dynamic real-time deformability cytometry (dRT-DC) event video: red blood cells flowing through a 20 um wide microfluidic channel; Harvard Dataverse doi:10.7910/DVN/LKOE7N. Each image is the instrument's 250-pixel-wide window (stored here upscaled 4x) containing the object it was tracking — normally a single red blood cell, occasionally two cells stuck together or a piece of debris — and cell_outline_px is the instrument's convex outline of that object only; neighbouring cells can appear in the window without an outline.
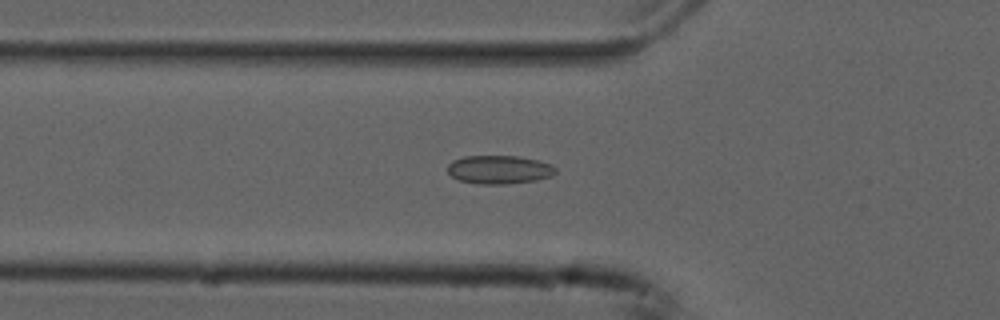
{"species": "common noctule bat (a hibernating species)", "species_latin": "Nyctalus noctula", "temperature_condition": "cold", "stored_images_in_passage": 49, "camera_frame_rate_fps": 3000, "um_per_image_px": 0.085, "animal": {"sex": "male", "forearm_length_mm": 52.5}, "frame": {"image": 1, "passage_image": 13, "time_ms": 4.0, "image_size_px": [1000, 320], "cell_outline_px": [[556, 172], [552, 176], [536, 180], [504, 184], [476, 184], [460, 180], [452, 176], [448, 172], [448, 164], [452, 160], [464, 156], [516, 156], [536, 160], [552, 164], [556, 168]], "centroid_in_image_um": [42.43, 14.41], "position_along_channel_um": 83.4, "area_um2": 17.92}}
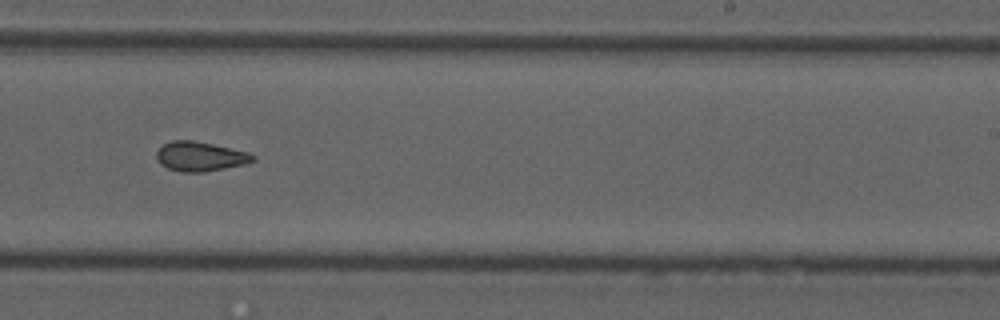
{"frame": {"image": 2, "passage_image": 28, "time_ms": 9.0, "image_size_px": [1000, 320], "cell_outline_px": [[256, 160], [244, 164], [204, 172], [180, 172], [168, 168], [160, 164], [156, 156], [156, 152], [164, 144], [172, 140], [192, 140], [212, 144], [248, 152], [256, 156]], "centroid_in_image_um": [17.01, 13.3], "position_along_channel_um": 272.0, "area_um2": 16.47}}
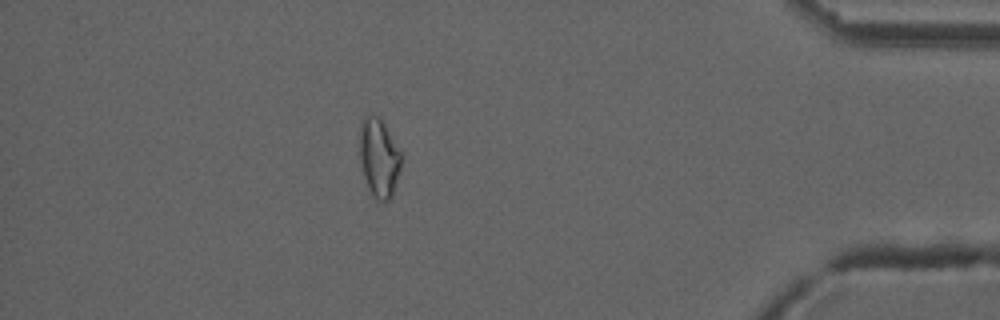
{"frame": {"image": 3, "passage_image": 42, "time_ms": 13.667, "image_size_px": [1000, 320], "cell_outline_px": [[400, 168], [392, 196], [384, 204], [376, 200], [372, 196], [368, 188], [364, 176], [360, 160], [360, 124], [368, 116], [380, 116], [400, 148]], "centroid_in_image_um": [32.22, 13.44], "position_along_channel_um": 403.0, "area_um2": 19.07}, "authors_computed_cell_mechanics": {"area_um2": 16.473, "velocity_mm_per_s": 3.7608, "shape_relaxation_time_tau1_ms": null, "shape_relaxation_time_tau2_ms": 2.2603, "deformation_change_tau1": null, "deformation_change_tau2": 0.067}}